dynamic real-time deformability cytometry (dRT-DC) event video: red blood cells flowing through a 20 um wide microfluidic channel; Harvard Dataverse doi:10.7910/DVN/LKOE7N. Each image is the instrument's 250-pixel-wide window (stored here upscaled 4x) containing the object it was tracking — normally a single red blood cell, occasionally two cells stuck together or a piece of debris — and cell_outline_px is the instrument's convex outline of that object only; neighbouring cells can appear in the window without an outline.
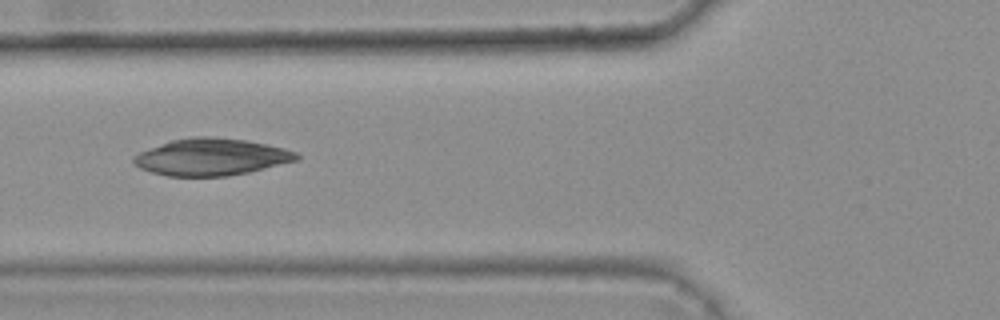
{"species": "common noctule bat (a hibernating species)", "species_latin": "Nyctalus noctula", "temperature_condition": "warm", "stored_images_in_passage": 6, "camera_frame_rate_fps": 3000, "um_per_image_px": 0.085, "animal": {"sex": "female", "body_mass_g": 25.1}, "frame": {"image": 1, "passage_image": 6, "time_ms": 1.667, "image_size_px": [1000, 320], "cell_outline_px": [[300, 156], [296, 160], [248, 172], [224, 176], [168, 176], [152, 172], [140, 168], [132, 164], [132, 156], [140, 152], [172, 140], [192, 136], [212, 136], [248, 140], [268, 144], [284, 148], [296, 152]], "centroid_in_image_um": [17.93, 13.33], "position_along_channel_um": 107.9, "area_um2": 34.97}}